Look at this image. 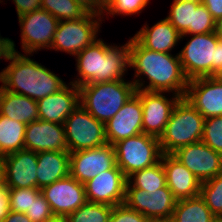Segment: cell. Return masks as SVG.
I'll list each match as a JSON object with an SVG mask.
<instances>
[{
	"mask_svg": "<svg viewBox=\"0 0 222 222\" xmlns=\"http://www.w3.org/2000/svg\"><path fill=\"white\" fill-rule=\"evenodd\" d=\"M154 222H173L172 219H168V220H158V221H154Z\"/></svg>",
	"mask_w": 222,
	"mask_h": 222,
	"instance_id": "50",
	"label": "cell"
},
{
	"mask_svg": "<svg viewBox=\"0 0 222 222\" xmlns=\"http://www.w3.org/2000/svg\"><path fill=\"white\" fill-rule=\"evenodd\" d=\"M113 146L116 165L127 178L136 171L155 165L162 156L159 139L145 133L122 139Z\"/></svg>",
	"mask_w": 222,
	"mask_h": 222,
	"instance_id": "7",
	"label": "cell"
},
{
	"mask_svg": "<svg viewBox=\"0 0 222 222\" xmlns=\"http://www.w3.org/2000/svg\"><path fill=\"white\" fill-rule=\"evenodd\" d=\"M112 0H95V14L102 15L103 10Z\"/></svg>",
	"mask_w": 222,
	"mask_h": 222,
	"instance_id": "44",
	"label": "cell"
},
{
	"mask_svg": "<svg viewBox=\"0 0 222 222\" xmlns=\"http://www.w3.org/2000/svg\"><path fill=\"white\" fill-rule=\"evenodd\" d=\"M26 124L0 115V156L25 149Z\"/></svg>",
	"mask_w": 222,
	"mask_h": 222,
	"instance_id": "27",
	"label": "cell"
},
{
	"mask_svg": "<svg viewBox=\"0 0 222 222\" xmlns=\"http://www.w3.org/2000/svg\"><path fill=\"white\" fill-rule=\"evenodd\" d=\"M112 206L86 202L66 216L67 222H109Z\"/></svg>",
	"mask_w": 222,
	"mask_h": 222,
	"instance_id": "31",
	"label": "cell"
},
{
	"mask_svg": "<svg viewBox=\"0 0 222 222\" xmlns=\"http://www.w3.org/2000/svg\"><path fill=\"white\" fill-rule=\"evenodd\" d=\"M216 20L201 3L194 11L193 34H205L215 31Z\"/></svg>",
	"mask_w": 222,
	"mask_h": 222,
	"instance_id": "36",
	"label": "cell"
},
{
	"mask_svg": "<svg viewBox=\"0 0 222 222\" xmlns=\"http://www.w3.org/2000/svg\"><path fill=\"white\" fill-rule=\"evenodd\" d=\"M205 118L183 97L175 105L159 138L162 154H172L179 148L200 142Z\"/></svg>",
	"mask_w": 222,
	"mask_h": 222,
	"instance_id": "6",
	"label": "cell"
},
{
	"mask_svg": "<svg viewBox=\"0 0 222 222\" xmlns=\"http://www.w3.org/2000/svg\"><path fill=\"white\" fill-rule=\"evenodd\" d=\"M215 20L222 18V0H201Z\"/></svg>",
	"mask_w": 222,
	"mask_h": 222,
	"instance_id": "41",
	"label": "cell"
},
{
	"mask_svg": "<svg viewBox=\"0 0 222 222\" xmlns=\"http://www.w3.org/2000/svg\"><path fill=\"white\" fill-rule=\"evenodd\" d=\"M11 52V39L0 36V60L5 59Z\"/></svg>",
	"mask_w": 222,
	"mask_h": 222,
	"instance_id": "43",
	"label": "cell"
},
{
	"mask_svg": "<svg viewBox=\"0 0 222 222\" xmlns=\"http://www.w3.org/2000/svg\"><path fill=\"white\" fill-rule=\"evenodd\" d=\"M133 81L88 83L79 87L80 105L98 121L106 124L136 93Z\"/></svg>",
	"mask_w": 222,
	"mask_h": 222,
	"instance_id": "4",
	"label": "cell"
},
{
	"mask_svg": "<svg viewBox=\"0 0 222 222\" xmlns=\"http://www.w3.org/2000/svg\"><path fill=\"white\" fill-rule=\"evenodd\" d=\"M135 94L140 98L143 109V133L159 139L165 131L175 105L182 97L174 94L172 99H168L163 95L164 92L141 89H137Z\"/></svg>",
	"mask_w": 222,
	"mask_h": 222,
	"instance_id": "12",
	"label": "cell"
},
{
	"mask_svg": "<svg viewBox=\"0 0 222 222\" xmlns=\"http://www.w3.org/2000/svg\"><path fill=\"white\" fill-rule=\"evenodd\" d=\"M25 149L33 152L63 151L67 147L64 124L36 120L26 125Z\"/></svg>",
	"mask_w": 222,
	"mask_h": 222,
	"instance_id": "19",
	"label": "cell"
},
{
	"mask_svg": "<svg viewBox=\"0 0 222 222\" xmlns=\"http://www.w3.org/2000/svg\"><path fill=\"white\" fill-rule=\"evenodd\" d=\"M143 109L140 98L134 94L105 124V136L108 144L143 133Z\"/></svg>",
	"mask_w": 222,
	"mask_h": 222,
	"instance_id": "18",
	"label": "cell"
},
{
	"mask_svg": "<svg viewBox=\"0 0 222 222\" xmlns=\"http://www.w3.org/2000/svg\"><path fill=\"white\" fill-rule=\"evenodd\" d=\"M25 214L32 222H42L54 215L50 204L47 202L42 193L36 197Z\"/></svg>",
	"mask_w": 222,
	"mask_h": 222,
	"instance_id": "38",
	"label": "cell"
},
{
	"mask_svg": "<svg viewBox=\"0 0 222 222\" xmlns=\"http://www.w3.org/2000/svg\"><path fill=\"white\" fill-rule=\"evenodd\" d=\"M54 215L67 216L87 202L85 185L70 174L41 189Z\"/></svg>",
	"mask_w": 222,
	"mask_h": 222,
	"instance_id": "16",
	"label": "cell"
},
{
	"mask_svg": "<svg viewBox=\"0 0 222 222\" xmlns=\"http://www.w3.org/2000/svg\"><path fill=\"white\" fill-rule=\"evenodd\" d=\"M42 222H67L66 216L53 215L50 218L43 220Z\"/></svg>",
	"mask_w": 222,
	"mask_h": 222,
	"instance_id": "47",
	"label": "cell"
},
{
	"mask_svg": "<svg viewBox=\"0 0 222 222\" xmlns=\"http://www.w3.org/2000/svg\"><path fill=\"white\" fill-rule=\"evenodd\" d=\"M127 180L126 188H139L147 192H154L167 185L161 160L151 167L134 172Z\"/></svg>",
	"mask_w": 222,
	"mask_h": 222,
	"instance_id": "29",
	"label": "cell"
},
{
	"mask_svg": "<svg viewBox=\"0 0 222 222\" xmlns=\"http://www.w3.org/2000/svg\"><path fill=\"white\" fill-rule=\"evenodd\" d=\"M0 115L27 125L39 119L37 101L0 86Z\"/></svg>",
	"mask_w": 222,
	"mask_h": 222,
	"instance_id": "25",
	"label": "cell"
},
{
	"mask_svg": "<svg viewBox=\"0 0 222 222\" xmlns=\"http://www.w3.org/2000/svg\"><path fill=\"white\" fill-rule=\"evenodd\" d=\"M127 177L116 165L88 180L85 185L87 202L116 206L124 203Z\"/></svg>",
	"mask_w": 222,
	"mask_h": 222,
	"instance_id": "15",
	"label": "cell"
},
{
	"mask_svg": "<svg viewBox=\"0 0 222 222\" xmlns=\"http://www.w3.org/2000/svg\"><path fill=\"white\" fill-rule=\"evenodd\" d=\"M212 77L216 79L219 83H222V67L216 73H214Z\"/></svg>",
	"mask_w": 222,
	"mask_h": 222,
	"instance_id": "49",
	"label": "cell"
},
{
	"mask_svg": "<svg viewBox=\"0 0 222 222\" xmlns=\"http://www.w3.org/2000/svg\"><path fill=\"white\" fill-rule=\"evenodd\" d=\"M200 196L216 217H222V173L201 183Z\"/></svg>",
	"mask_w": 222,
	"mask_h": 222,
	"instance_id": "32",
	"label": "cell"
},
{
	"mask_svg": "<svg viewBox=\"0 0 222 222\" xmlns=\"http://www.w3.org/2000/svg\"><path fill=\"white\" fill-rule=\"evenodd\" d=\"M201 4V0H174L169 16L166 19L181 34V39L193 35L194 11Z\"/></svg>",
	"mask_w": 222,
	"mask_h": 222,
	"instance_id": "28",
	"label": "cell"
},
{
	"mask_svg": "<svg viewBox=\"0 0 222 222\" xmlns=\"http://www.w3.org/2000/svg\"><path fill=\"white\" fill-rule=\"evenodd\" d=\"M22 49L30 55L52 45L59 20L48 11L39 9L18 17Z\"/></svg>",
	"mask_w": 222,
	"mask_h": 222,
	"instance_id": "10",
	"label": "cell"
},
{
	"mask_svg": "<svg viewBox=\"0 0 222 222\" xmlns=\"http://www.w3.org/2000/svg\"><path fill=\"white\" fill-rule=\"evenodd\" d=\"M161 162L166 175L167 187L177 200L200 195L201 182L172 154H162Z\"/></svg>",
	"mask_w": 222,
	"mask_h": 222,
	"instance_id": "22",
	"label": "cell"
},
{
	"mask_svg": "<svg viewBox=\"0 0 222 222\" xmlns=\"http://www.w3.org/2000/svg\"><path fill=\"white\" fill-rule=\"evenodd\" d=\"M184 98L205 119L222 116V83L212 76L189 80Z\"/></svg>",
	"mask_w": 222,
	"mask_h": 222,
	"instance_id": "17",
	"label": "cell"
},
{
	"mask_svg": "<svg viewBox=\"0 0 222 222\" xmlns=\"http://www.w3.org/2000/svg\"><path fill=\"white\" fill-rule=\"evenodd\" d=\"M41 9L48 11L59 21L82 18L88 13L74 0H42Z\"/></svg>",
	"mask_w": 222,
	"mask_h": 222,
	"instance_id": "30",
	"label": "cell"
},
{
	"mask_svg": "<svg viewBox=\"0 0 222 222\" xmlns=\"http://www.w3.org/2000/svg\"><path fill=\"white\" fill-rule=\"evenodd\" d=\"M101 16L88 12L82 18L59 21L50 49L76 56L97 40Z\"/></svg>",
	"mask_w": 222,
	"mask_h": 222,
	"instance_id": "8",
	"label": "cell"
},
{
	"mask_svg": "<svg viewBox=\"0 0 222 222\" xmlns=\"http://www.w3.org/2000/svg\"><path fill=\"white\" fill-rule=\"evenodd\" d=\"M129 44V67L135 69V78L145 75L149 80V85L146 87L142 78L133 80L136 89L151 92H172L184 97L189 80L184 75L178 53L173 56L171 53L149 50L134 37L130 38Z\"/></svg>",
	"mask_w": 222,
	"mask_h": 222,
	"instance_id": "1",
	"label": "cell"
},
{
	"mask_svg": "<svg viewBox=\"0 0 222 222\" xmlns=\"http://www.w3.org/2000/svg\"><path fill=\"white\" fill-rule=\"evenodd\" d=\"M37 188L42 189L70 174V152H37Z\"/></svg>",
	"mask_w": 222,
	"mask_h": 222,
	"instance_id": "24",
	"label": "cell"
},
{
	"mask_svg": "<svg viewBox=\"0 0 222 222\" xmlns=\"http://www.w3.org/2000/svg\"><path fill=\"white\" fill-rule=\"evenodd\" d=\"M109 222H152L143 214L127 207L124 203L112 207Z\"/></svg>",
	"mask_w": 222,
	"mask_h": 222,
	"instance_id": "37",
	"label": "cell"
},
{
	"mask_svg": "<svg viewBox=\"0 0 222 222\" xmlns=\"http://www.w3.org/2000/svg\"><path fill=\"white\" fill-rule=\"evenodd\" d=\"M201 141L214 151L222 154V116H213L205 119Z\"/></svg>",
	"mask_w": 222,
	"mask_h": 222,
	"instance_id": "33",
	"label": "cell"
},
{
	"mask_svg": "<svg viewBox=\"0 0 222 222\" xmlns=\"http://www.w3.org/2000/svg\"><path fill=\"white\" fill-rule=\"evenodd\" d=\"M5 182L9 188H37V152L26 149L4 156Z\"/></svg>",
	"mask_w": 222,
	"mask_h": 222,
	"instance_id": "20",
	"label": "cell"
},
{
	"mask_svg": "<svg viewBox=\"0 0 222 222\" xmlns=\"http://www.w3.org/2000/svg\"><path fill=\"white\" fill-rule=\"evenodd\" d=\"M57 93L37 101L39 119L64 124L65 119L80 105L79 87L69 83Z\"/></svg>",
	"mask_w": 222,
	"mask_h": 222,
	"instance_id": "21",
	"label": "cell"
},
{
	"mask_svg": "<svg viewBox=\"0 0 222 222\" xmlns=\"http://www.w3.org/2000/svg\"><path fill=\"white\" fill-rule=\"evenodd\" d=\"M2 222H32L25 213L10 211Z\"/></svg>",
	"mask_w": 222,
	"mask_h": 222,
	"instance_id": "42",
	"label": "cell"
},
{
	"mask_svg": "<svg viewBox=\"0 0 222 222\" xmlns=\"http://www.w3.org/2000/svg\"><path fill=\"white\" fill-rule=\"evenodd\" d=\"M214 33L222 39V18L216 20Z\"/></svg>",
	"mask_w": 222,
	"mask_h": 222,
	"instance_id": "48",
	"label": "cell"
},
{
	"mask_svg": "<svg viewBox=\"0 0 222 222\" xmlns=\"http://www.w3.org/2000/svg\"><path fill=\"white\" fill-rule=\"evenodd\" d=\"M115 166L114 146L108 143L97 148L70 153V175L83 184Z\"/></svg>",
	"mask_w": 222,
	"mask_h": 222,
	"instance_id": "14",
	"label": "cell"
},
{
	"mask_svg": "<svg viewBox=\"0 0 222 222\" xmlns=\"http://www.w3.org/2000/svg\"><path fill=\"white\" fill-rule=\"evenodd\" d=\"M68 151L70 153L107 144L105 124L79 105L64 122Z\"/></svg>",
	"mask_w": 222,
	"mask_h": 222,
	"instance_id": "9",
	"label": "cell"
},
{
	"mask_svg": "<svg viewBox=\"0 0 222 222\" xmlns=\"http://www.w3.org/2000/svg\"><path fill=\"white\" fill-rule=\"evenodd\" d=\"M171 219L173 222H214L216 216L199 195L194 198L178 200Z\"/></svg>",
	"mask_w": 222,
	"mask_h": 222,
	"instance_id": "26",
	"label": "cell"
},
{
	"mask_svg": "<svg viewBox=\"0 0 222 222\" xmlns=\"http://www.w3.org/2000/svg\"><path fill=\"white\" fill-rule=\"evenodd\" d=\"M178 56L188 80L213 76L222 67V39L214 32L193 34Z\"/></svg>",
	"mask_w": 222,
	"mask_h": 222,
	"instance_id": "5",
	"label": "cell"
},
{
	"mask_svg": "<svg viewBox=\"0 0 222 222\" xmlns=\"http://www.w3.org/2000/svg\"><path fill=\"white\" fill-rule=\"evenodd\" d=\"M133 37L145 48L163 53H170L181 39V34L165 18L150 29L144 24Z\"/></svg>",
	"mask_w": 222,
	"mask_h": 222,
	"instance_id": "23",
	"label": "cell"
},
{
	"mask_svg": "<svg viewBox=\"0 0 222 222\" xmlns=\"http://www.w3.org/2000/svg\"><path fill=\"white\" fill-rule=\"evenodd\" d=\"M172 155L201 183L222 173V154L214 151L202 141L183 146Z\"/></svg>",
	"mask_w": 222,
	"mask_h": 222,
	"instance_id": "13",
	"label": "cell"
},
{
	"mask_svg": "<svg viewBox=\"0 0 222 222\" xmlns=\"http://www.w3.org/2000/svg\"><path fill=\"white\" fill-rule=\"evenodd\" d=\"M11 48L12 52L5 58L11 62L0 72V82L3 84L1 86L5 90L38 101L66 86L55 73L31 60L27 55L17 52L13 40Z\"/></svg>",
	"mask_w": 222,
	"mask_h": 222,
	"instance_id": "2",
	"label": "cell"
},
{
	"mask_svg": "<svg viewBox=\"0 0 222 222\" xmlns=\"http://www.w3.org/2000/svg\"><path fill=\"white\" fill-rule=\"evenodd\" d=\"M40 193L39 188H10V211L26 213Z\"/></svg>",
	"mask_w": 222,
	"mask_h": 222,
	"instance_id": "34",
	"label": "cell"
},
{
	"mask_svg": "<svg viewBox=\"0 0 222 222\" xmlns=\"http://www.w3.org/2000/svg\"><path fill=\"white\" fill-rule=\"evenodd\" d=\"M214 222H222V217H216V219L214 220Z\"/></svg>",
	"mask_w": 222,
	"mask_h": 222,
	"instance_id": "51",
	"label": "cell"
},
{
	"mask_svg": "<svg viewBox=\"0 0 222 222\" xmlns=\"http://www.w3.org/2000/svg\"><path fill=\"white\" fill-rule=\"evenodd\" d=\"M78 76L70 83L77 87L88 83L124 80L130 62L129 41L123 46H110L102 39L80 51L76 56Z\"/></svg>",
	"mask_w": 222,
	"mask_h": 222,
	"instance_id": "3",
	"label": "cell"
},
{
	"mask_svg": "<svg viewBox=\"0 0 222 222\" xmlns=\"http://www.w3.org/2000/svg\"><path fill=\"white\" fill-rule=\"evenodd\" d=\"M149 0H112L109 5L103 10L107 15H133L141 13Z\"/></svg>",
	"mask_w": 222,
	"mask_h": 222,
	"instance_id": "35",
	"label": "cell"
},
{
	"mask_svg": "<svg viewBox=\"0 0 222 222\" xmlns=\"http://www.w3.org/2000/svg\"><path fill=\"white\" fill-rule=\"evenodd\" d=\"M6 185L4 156H0V188Z\"/></svg>",
	"mask_w": 222,
	"mask_h": 222,
	"instance_id": "46",
	"label": "cell"
},
{
	"mask_svg": "<svg viewBox=\"0 0 222 222\" xmlns=\"http://www.w3.org/2000/svg\"><path fill=\"white\" fill-rule=\"evenodd\" d=\"M10 188L4 186L0 188V222H2L10 212Z\"/></svg>",
	"mask_w": 222,
	"mask_h": 222,
	"instance_id": "40",
	"label": "cell"
},
{
	"mask_svg": "<svg viewBox=\"0 0 222 222\" xmlns=\"http://www.w3.org/2000/svg\"><path fill=\"white\" fill-rule=\"evenodd\" d=\"M41 1L42 0H13L17 10V16L21 17L32 11L41 9ZM1 2L3 1L0 0V3Z\"/></svg>",
	"mask_w": 222,
	"mask_h": 222,
	"instance_id": "39",
	"label": "cell"
},
{
	"mask_svg": "<svg viewBox=\"0 0 222 222\" xmlns=\"http://www.w3.org/2000/svg\"><path fill=\"white\" fill-rule=\"evenodd\" d=\"M84 7L88 12L95 13V0H74Z\"/></svg>",
	"mask_w": 222,
	"mask_h": 222,
	"instance_id": "45",
	"label": "cell"
},
{
	"mask_svg": "<svg viewBox=\"0 0 222 222\" xmlns=\"http://www.w3.org/2000/svg\"><path fill=\"white\" fill-rule=\"evenodd\" d=\"M177 201L166 185L154 192L126 188L124 204L154 222L171 219Z\"/></svg>",
	"mask_w": 222,
	"mask_h": 222,
	"instance_id": "11",
	"label": "cell"
}]
</instances>
